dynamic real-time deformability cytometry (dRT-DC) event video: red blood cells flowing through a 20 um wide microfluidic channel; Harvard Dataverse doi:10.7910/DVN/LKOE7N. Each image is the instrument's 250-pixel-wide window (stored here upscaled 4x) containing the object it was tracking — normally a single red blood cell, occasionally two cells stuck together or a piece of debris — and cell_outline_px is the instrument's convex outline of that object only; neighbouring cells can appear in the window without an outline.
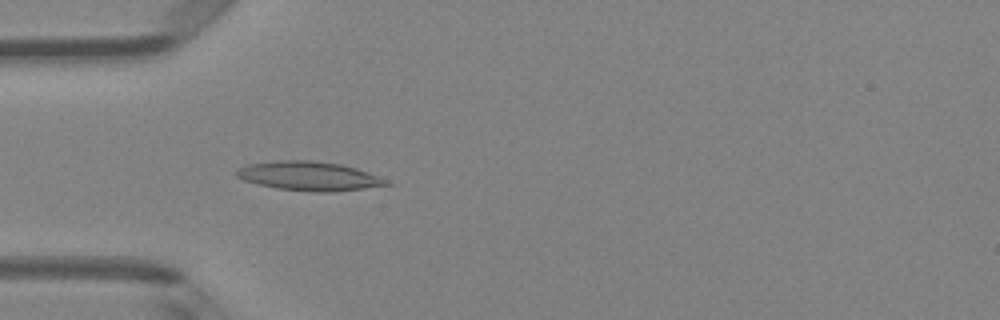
{"species": "Egyptian fruit bat (a non-hibernating species)", "species_latin": "Rousettus aegyptiacus", "temperature_condition": "room temperature", "stored_images_in_passage": 48, "camera_frame_rate_fps": 3000, "um_per_image_px": 0.085, "animal": {"sex": "female"}, "frame": {"image": 1, "passage_image": 14, "time_ms": 4.333, "image_size_px": [1000, 320], "cell_outline_px": [[396, 184], [332, 192], [316, 192], [276, 188], [256, 184], [244, 180], [236, 176], [236, 172], [240, 168], [248, 164], [280, 160], [312, 160], [340, 164], [356, 168], [368, 172], [388, 180]], "centroid_in_image_um": [26.3, 14.97], "position_along_channel_um": 58.7, "area_um2": 25.37}}
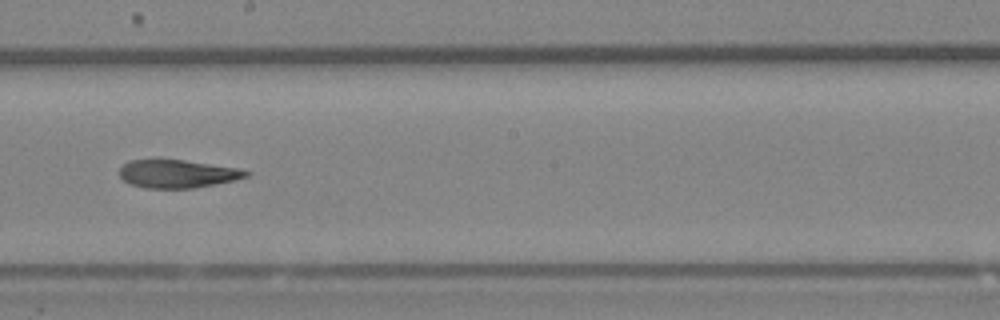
{"frame": {"image": 2, "passage_image": 27, "time_ms": 8.667, "image_size_px": [1000, 320], "cell_outline_px": [[252, 172], [248, 176], [236, 180], [192, 188], [144, 188], [132, 184], [124, 180], [120, 176], [120, 168], [128, 160], [156, 156], [240, 168]], "centroid_in_image_um": [15.05, 14.72], "position_along_channel_um": 233.1, "area_um2": 21.44}}
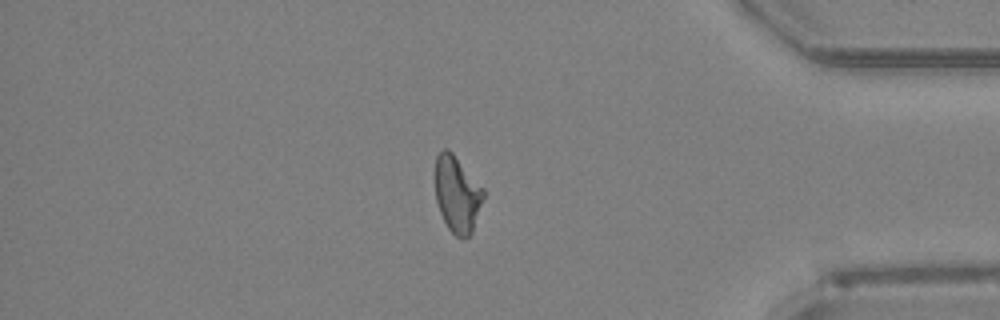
{"frame": {"image": 3, "passage_image": 41, "time_ms": 13.333, "image_size_px": [1000, 320], "cell_outline_px": [[484, 196], [472, 232], [468, 236], [456, 236], [448, 228], [440, 212], [436, 200], [432, 176], [436, 156], [444, 148], [448, 148], [452, 152], [484, 188]], "centroid_in_image_um": [38.81, 16.44], "position_along_channel_um": 396.4, "area_um2": 21.79}, "authors_computed_cell_mechanics": {"area_um2": 22.4553, "velocity_mm_per_s": 4.1224, "shape_relaxation_time_tau1_ms": null, "shape_relaxation_time_tau2_ms": 3.7183, "deformation_change_tau1": null, "deformation_change_tau2": 0.1206}}